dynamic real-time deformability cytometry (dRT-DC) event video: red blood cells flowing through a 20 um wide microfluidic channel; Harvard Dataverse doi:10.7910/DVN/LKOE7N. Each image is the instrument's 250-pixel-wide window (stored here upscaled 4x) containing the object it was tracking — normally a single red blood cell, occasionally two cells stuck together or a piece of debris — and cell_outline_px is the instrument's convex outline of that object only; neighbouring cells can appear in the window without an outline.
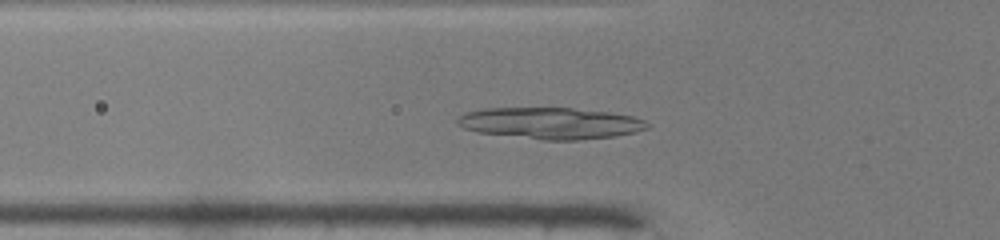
{"species": "common noctule bat (a hibernating species)", "species_latin": "Nyctalus noctula", "temperature_condition": "warm", "stored_images_in_passage": 42, "camera_frame_rate_fps": 3000, "um_per_image_px": 0.085, "animal": {"sex": "male", "body_mass_g": 19.0, "forearm_length_mm": 50.8}, "frame": {"image": 1, "passage_image": 10, "time_ms": 3.0, "image_size_px": [1000, 240], "cell_outline_px": [[652, 124], [648, 128], [636, 132], [616, 136], [580, 140], [544, 140], [476, 132], [464, 128], [456, 124], [456, 116], [464, 112], [484, 108], [572, 108], [608, 112], [632, 116], [644, 120]], "centroid_in_image_um": [46.77, 10.47], "position_along_channel_um": 79.0, "area_um2": 35.14}}
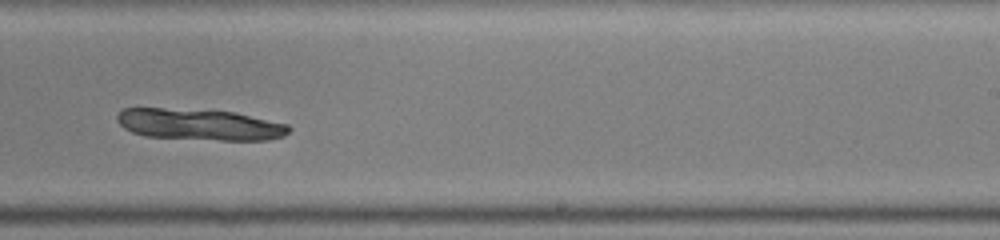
{"frame": {"image": 2, "passage_image": 24, "time_ms": 7.667, "image_size_px": [1000, 240], "cell_outline_px": [[292, 128], [284, 136], [268, 140], [220, 140], [144, 136], [132, 132], [124, 128], [116, 120], [116, 116], [124, 108], [164, 108], [236, 112], [288, 124]], "centroid_in_image_um": [16.98, 10.58], "position_along_channel_um": 272.0, "area_um2": 31.33}}
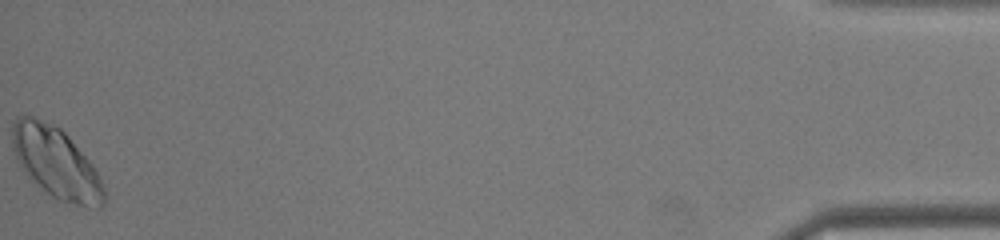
{"frame": {"image": 3, "passage_image": 42, "time_ms": 13.667, "image_size_px": [1000, 240], "cell_outline_px": [[104, 204], [100, 208], [88, 208], [60, 200], [52, 196], [28, 176], [20, 168], [16, 160], [12, 148], [12, 124], [16, 116], [32, 116], [52, 124], [60, 128], [68, 136], [92, 164], [104, 188]], "centroid_in_image_um": [4.74, 13.83], "position_along_channel_um": 430.5, "area_um2": 37.69}}